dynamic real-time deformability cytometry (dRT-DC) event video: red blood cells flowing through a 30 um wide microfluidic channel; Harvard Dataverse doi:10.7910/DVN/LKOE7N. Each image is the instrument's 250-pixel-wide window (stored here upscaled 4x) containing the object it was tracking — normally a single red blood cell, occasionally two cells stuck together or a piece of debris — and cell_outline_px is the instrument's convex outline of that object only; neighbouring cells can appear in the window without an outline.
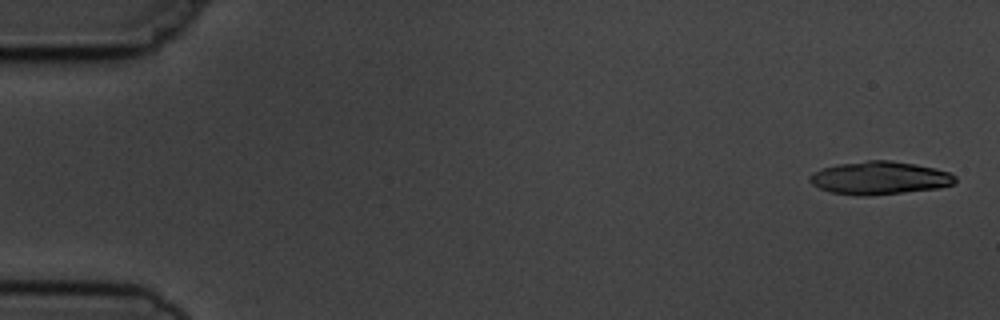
{"species": "common noctule bat (a hibernating species)", "species_latin": "Nyctalus noctula", "temperature_condition": "cold", "stored_images_in_passage": 5, "segment_of_instrument_passage": [1, 2], "camera_frame_rate_fps": 3000, "um_per_image_px": 0.085, "animal": {"sex": "male", "body_mass_g": 19.5, "forearm_length_mm": 54.6}, "frame": {"image": 1, "passage_image": 1, "time_ms": 0.0, "image_size_px": [1000, 320], "cell_outline_px": [[956, 180], [952, 184], [936, 188], [904, 192], [868, 196], [856, 196], [828, 192], [812, 184], [808, 180], [808, 176], [812, 172], [836, 164], [868, 160], [892, 160], [916, 164], [936, 168], [948, 172], [956, 176]], "centroid_in_image_um": [74.71, 15.12], "position_along_channel_um": 10.3, "area_um2": 28.15}}